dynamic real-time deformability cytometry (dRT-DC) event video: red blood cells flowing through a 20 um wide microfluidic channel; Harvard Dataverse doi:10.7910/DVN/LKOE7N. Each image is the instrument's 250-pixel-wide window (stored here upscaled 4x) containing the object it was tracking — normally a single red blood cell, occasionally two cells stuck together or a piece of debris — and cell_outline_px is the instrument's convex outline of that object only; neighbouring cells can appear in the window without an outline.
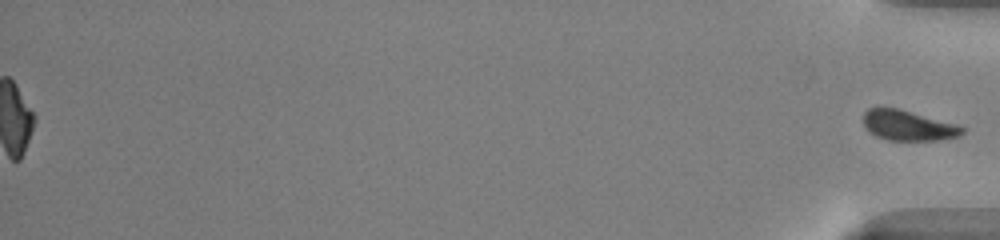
{"species": "common noctule bat (a hibernating species)", "species_latin": "Nyctalus noctula", "temperature_condition": "warm", "stored_images_in_passage": 51, "segment_of_instrument_passage": [2, 2], "camera_frame_rate_fps": 3000, "um_per_image_px": 0.085, "animal": {"sex": "male", "body_mass_g": 13.0, "forearm_length_mm": 53.1}, "frame": {"image": 1, "passage_image": 51, "time_ms": 16.667, "image_size_px": [1000, 240], "cell_outline_px": [[964, 132], [960, 136], [940, 140], [888, 140], [876, 136], [868, 132], [864, 128], [864, 112], [868, 108], [900, 108], [960, 124], [964, 128]], "centroid_in_image_um": [77.22, 10.66], "position_along_channel_um": 358.0, "area_um2": 17.8}}